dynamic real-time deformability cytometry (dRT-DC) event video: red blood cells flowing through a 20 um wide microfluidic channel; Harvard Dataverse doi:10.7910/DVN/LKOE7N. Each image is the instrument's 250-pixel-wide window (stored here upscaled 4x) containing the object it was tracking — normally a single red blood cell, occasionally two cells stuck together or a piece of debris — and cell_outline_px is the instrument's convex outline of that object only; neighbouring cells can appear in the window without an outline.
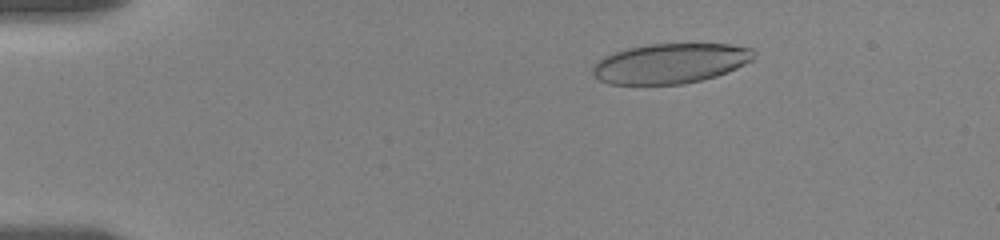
{"species": "human", "species_latin": "Homo sapiens", "temperature_condition": "room temperature", "stored_images_in_passage": 57, "camera_frame_rate_fps": 3000, "um_per_image_px": 0.085, "donor": {"sex": "female"}, "frame": {"image": 1, "passage_image": 10, "time_ms": 3.0, "image_size_px": [1000, 240], "cell_outline_px": [[756, 52], [752, 60], [736, 68], [716, 76], [684, 84], [608, 84], [600, 80], [592, 72], [592, 64], [596, 60], [612, 52], [628, 48], [648, 44], [728, 44], [752, 48]], "centroid_in_image_um": [56.94, 5.38], "position_along_channel_um": 28.1, "area_um2": 37.63}}
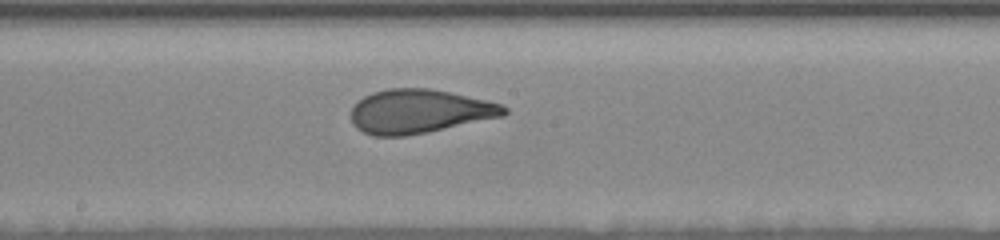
{"frame": {"image": 2, "passage_image": 32, "time_ms": 10.333, "image_size_px": [1000, 240], "cell_outline_px": [[508, 112], [504, 116], [428, 132], [404, 136], [372, 136], [356, 128], [352, 124], [352, 108], [364, 96], [372, 92], [388, 88], [428, 88], [488, 100], [504, 104], [508, 108]], "centroid_in_image_um": [35.67, 9.47], "position_along_channel_um": 212.5, "area_um2": 39.25}}
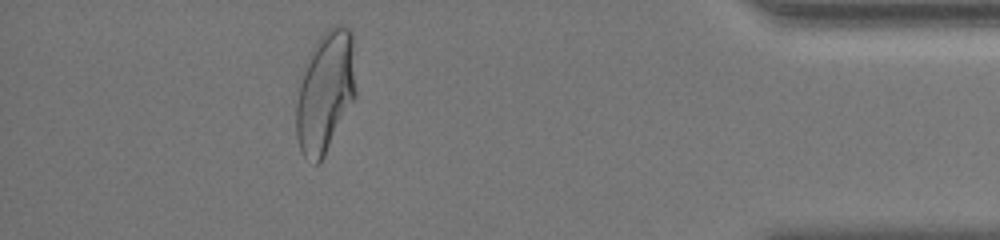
{"frame": {"image": 3, "passage_image": 52, "time_ms": 17.0, "image_size_px": [1000, 240], "cell_outline_px": [[356, 96], [320, 164], [316, 164], [304, 156], [300, 152], [296, 136], [296, 104], [304, 64], [312, 48], [320, 36], [328, 28], [340, 24], [344, 24], [352, 32], [356, 92]], "centroid_in_image_um": [27.65, 7.81], "position_along_channel_um": 407.5, "area_um2": 42.31}, "authors_computed_cell_mechanics": {"area_um2": 39.5352, "velocity_mm_per_s": 3.5419, "shape_relaxation_time_tau1_ms": 5.0528, "shape_relaxation_time_tau2_ms": 1.047, "deformation_change_tau1": 0.1969, "deformation_change_tau2": 0.0803}}